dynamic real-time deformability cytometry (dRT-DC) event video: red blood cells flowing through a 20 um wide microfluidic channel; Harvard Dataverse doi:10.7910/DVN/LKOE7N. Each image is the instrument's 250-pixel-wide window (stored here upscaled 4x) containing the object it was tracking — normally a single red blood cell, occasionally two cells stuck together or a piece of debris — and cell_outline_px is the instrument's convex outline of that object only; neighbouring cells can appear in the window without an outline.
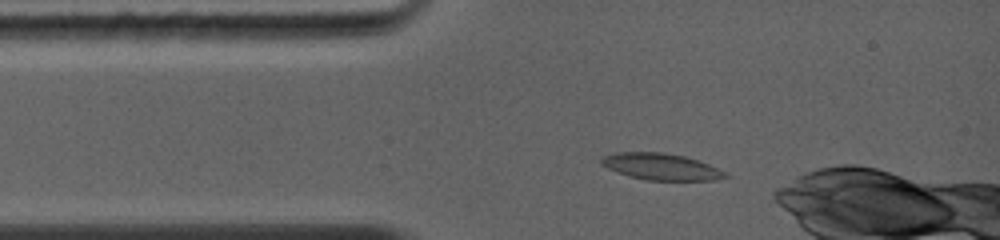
{"species": "common noctule bat (a hibernating species)", "species_latin": "Nyctalus noctula", "temperature_condition": "warm", "stored_images_in_passage": 30, "camera_frame_rate_fps": 5000, "um_per_image_px": 0.085, "animal": {"sex": "female", "body_mass_g": 19.0, "forearm_length_mm": 56.7}, "frame": {"image": 1, "passage_image": 2, "time_ms": 0.6, "image_size_px": [1000, 240], "cell_outline_px": [[732, 176], [712, 180], [648, 180], [628, 176], [608, 168], [600, 164], [600, 160], [604, 156], [616, 152], [664, 152], [684, 156], [708, 164]], "centroid_in_image_um": [56.17, 14.16], "position_along_channel_um": 28.8, "area_um2": 19.02}}
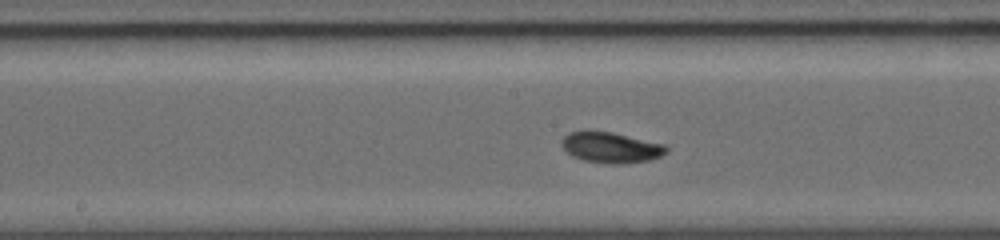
{"frame": {"image": 2, "passage_image": 15, "time_ms": 4.8, "image_size_px": [1000, 240], "cell_outline_px": [[668, 152], [660, 156], [648, 160], [616, 164], [608, 164], [584, 160], [572, 156], [560, 144], [560, 140], [568, 132], [584, 128], [612, 132], [664, 144], [668, 148]], "centroid_in_image_um": [51.86, 12.49], "position_along_channel_um": 196.3, "area_um2": 19.07}}
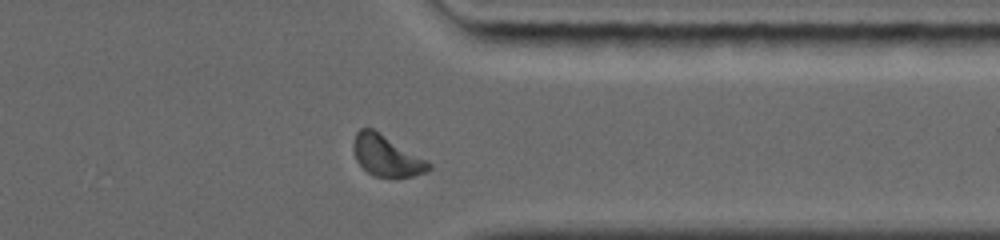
{"frame": {"image": 3, "passage_image": 28, "time_ms": 9.0, "image_size_px": [1000, 240], "cell_outline_px": [[432, 168], [428, 172], [412, 176], [372, 176], [356, 160], [352, 148], [352, 140], [356, 132], [360, 128], [372, 128], [432, 164]], "centroid_in_image_um": [32.81, 13.23], "position_along_channel_um": 378.6, "area_um2": 17.69}, "authors_computed_cell_mechanics": {"area_um2": 17.7446, "velocity_mm_per_s": 4.364, "shape_relaxation_time_tau1_ms": 2.7386, "shape_relaxation_time_tau2_ms": null, "deformation_change_tau1": 0.1374, "deformation_change_tau2": null}}